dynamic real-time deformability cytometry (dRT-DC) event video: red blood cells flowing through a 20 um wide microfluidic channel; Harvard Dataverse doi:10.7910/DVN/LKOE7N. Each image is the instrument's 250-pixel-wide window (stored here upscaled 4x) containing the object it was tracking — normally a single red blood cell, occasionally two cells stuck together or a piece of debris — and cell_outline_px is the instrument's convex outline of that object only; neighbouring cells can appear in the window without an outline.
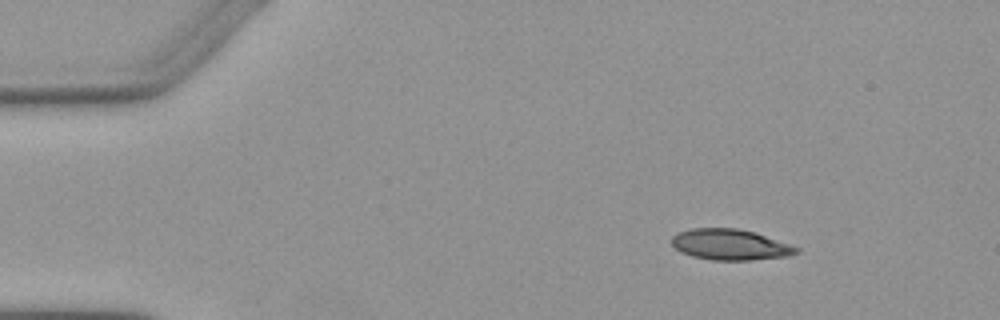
{"species": "Egyptian fruit bat (a non-hibernating species)", "species_latin": "Rousettus aegyptiacus", "temperature_condition": "warm", "stored_images_in_passage": 4, "camera_frame_rate_fps": 3000, "um_per_image_px": 0.085, "animal": {"sex": "female"}, "frame": {"image": 1, "passage_image": 1, "time_ms": 0.0, "image_size_px": [1000, 320], "cell_outline_px": [[800, 252], [788, 256], [752, 260], [712, 260], [692, 256], [680, 252], [672, 244], [672, 236], [680, 232], [692, 228], [736, 228], [756, 232], [800, 248]], "centroid_in_image_um": [62.09, 20.79], "position_along_channel_um": 22.9, "area_um2": 22.43}}
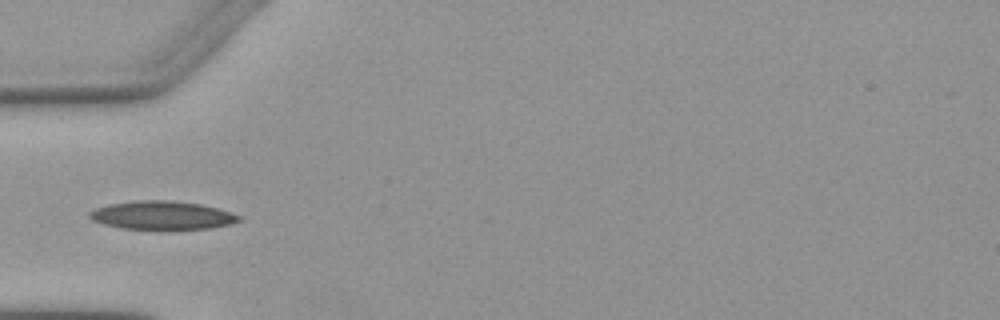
{"frame": {"image": 2, "passage_image": 4, "time_ms": 3.333, "image_size_px": [1000, 320], "cell_outline_px": [[244, 220], [212, 228], [168, 232], [160, 232], [120, 228], [104, 224], [92, 220], [88, 216], [88, 212], [96, 208], [108, 204], [136, 200], [168, 200], [200, 204], [216, 208], [244, 216]], "centroid_in_image_um": [13.8, 18.35], "position_along_channel_um": 71.2, "area_um2": 25.95}}